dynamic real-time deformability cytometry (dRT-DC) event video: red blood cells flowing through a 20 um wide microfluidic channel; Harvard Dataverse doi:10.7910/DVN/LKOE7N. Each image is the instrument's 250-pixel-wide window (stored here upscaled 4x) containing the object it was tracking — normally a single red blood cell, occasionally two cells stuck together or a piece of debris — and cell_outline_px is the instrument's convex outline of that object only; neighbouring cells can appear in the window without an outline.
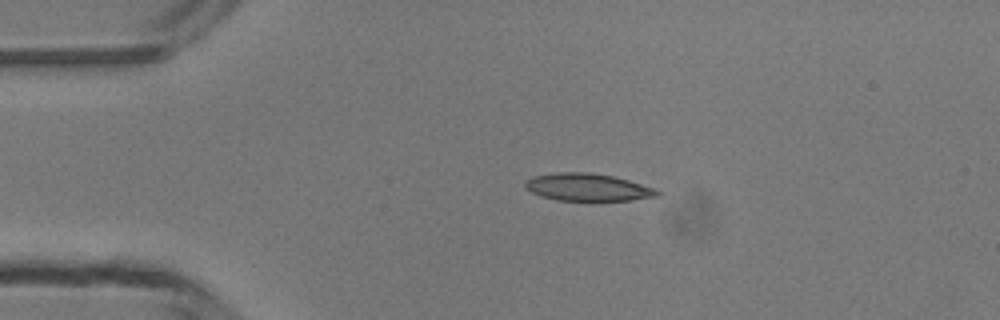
{"species": "common noctule bat (a hibernating species)", "species_latin": "Nyctalus noctula", "temperature_condition": "room temperature", "stored_images_in_passage": 39, "camera_frame_rate_fps": 3000, "um_per_image_px": 0.085, "animal": {"sex": "male", "body_mass_g": 13.3}, "frame": {"image": 1, "passage_image": 1, "time_ms": 0.0, "image_size_px": [1000, 320], "cell_outline_px": [[660, 196], [632, 200], [592, 204], [556, 200], [540, 196], [524, 188], [524, 184], [532, 176], [556, 172], [588, 172], [612, 176], [628, 180], [652, 188], [660, 192]], "centroid_in_image_um": [49.93, 15.97], "position_along_channel_um": 35.1, "area_um2": 22.08}}
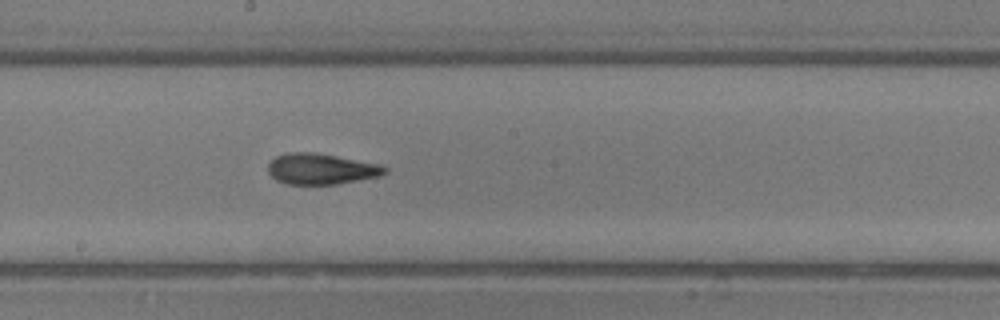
{"frame": {"image": 2, "passage_image": 17, "time_ms": 5.333, "image_size_px": [1000, 320], "cell_outline_px": [[388, 172], [380, 176], [336, 184], [288, 184], [276, 180], [268, 172], [268, 164], [276, 156], [288, 152], [316, 152], [380, 164], [388, 168]], "centroid_in_image_um": [27.31, 14.35], "position_along_channel_um": 220.9, "area_um2": 21.04}}
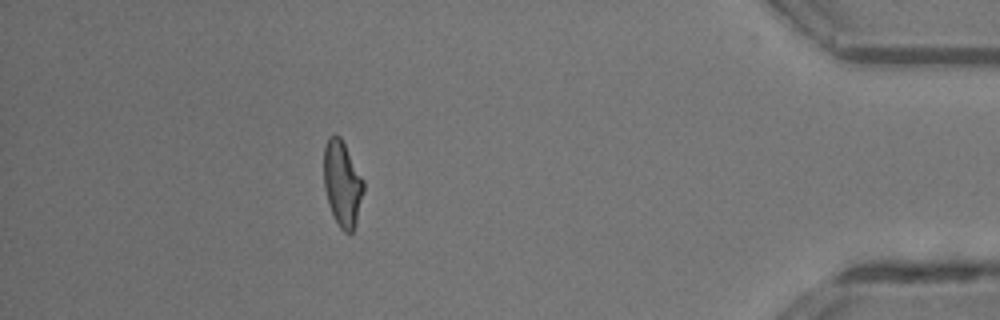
{"frame": {"image": 3, "passage_image": 34, "time_ms": 11.0, "image_size_px": [1000, 320], "cell_outline_px": [[364, 192], [356, 224], [352, 232], [344, 232], [340, 228], [328, 204], [324, 188], [324, 148], [328, 136], [340, 136], [364, 180]], "centroid_in_image_um": [29.1, 15.62], "position_along_channel_um": 406.1, "area_um2": 19.77}, "authors_computed_cell_mechanics": {"area_um2": 20.808, "velocity_mm_per_s": 4.2107, "shape_relaxation_time_tau1_ms": 4.5767, "shape_relaxation_time_tau2_ms": 2.388, "deformation_change_tau1": 0.185, "deformation_change_tau2": 0.1242}}